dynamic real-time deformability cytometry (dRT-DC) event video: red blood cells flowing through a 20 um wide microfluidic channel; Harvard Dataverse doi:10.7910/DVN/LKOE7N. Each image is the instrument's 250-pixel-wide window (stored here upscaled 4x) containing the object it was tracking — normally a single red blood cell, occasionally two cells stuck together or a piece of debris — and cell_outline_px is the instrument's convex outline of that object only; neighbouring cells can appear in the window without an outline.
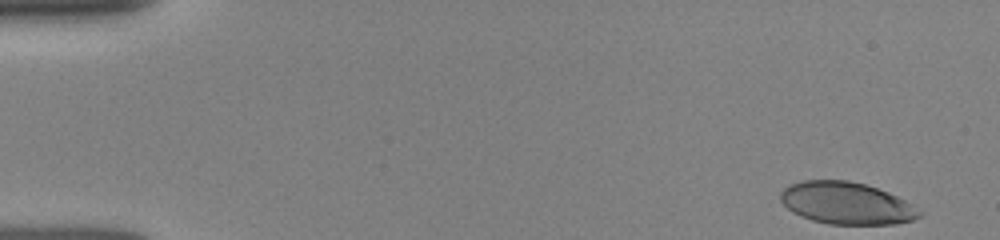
{"species": "human", "species_latin": "Homo sapiens", "temperature_condition": "room temperature", "stored_images_in_passage": 15, "camera_frame_rate_fps": 3000, "um_per_image_px": 0.085, "donor": {"sex": "female"}, "frame": {"image": 1, "passage_image": 1, "time_ms": 0.0, "image_size_px": [1000, 240], "cell_outline_px": [[924, 212], [920, 216], [912, 220], [896, 224], [828, 224], [812, 220], [800, 216], [792, 212], [780, 200], [780, 192], [784, 188], [792, 184], [804, 180], [848, 180], [864, 184], [888, 192], [912, 204]], "centroid_in_image_um": [71.95, 17.28], "position_along_channel_um": 13.0, "area_um2": 34.04}}
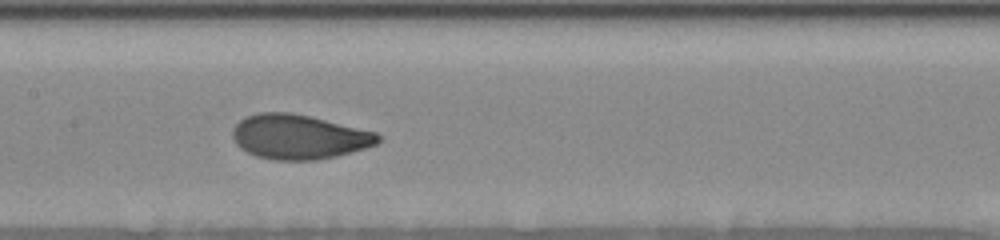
{"frame": {"image": 2, "passage_image": 10, "time_ms": 7.333, "image_size_px": [1000, 240], "cell_outline_px": [[380, 140], [376, 144], [364, 148], [336, 156], [316, 160], [276, 160], [256, 156], [240, 148], [236, 144], [232, 136], [232, 128], [240, 120], [248, 116], [260, 112], [292, 112], [376, 132], [380, 136]], "centroid_in_image_um": [25.37, 11.63], "position_along_channel_um": 182.0, "area_um2": 37.57}}
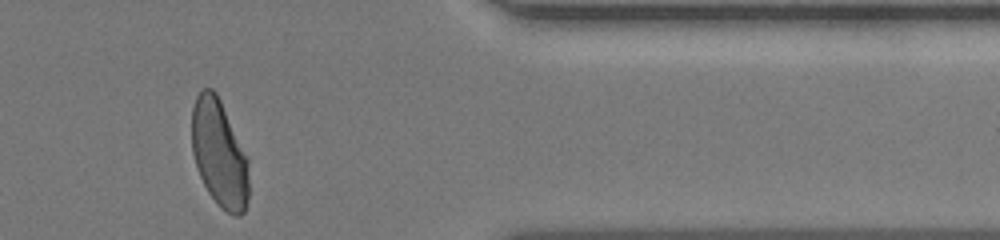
{"frame": {"image": 3, "passage_image": 15, "time_ms": 13.0, "image_size_px": [1000, 240], "cell_outline_px": [[248, 200], [244, 212], [240, 216], [236, 216], [220, 208], [216, 204], [208, 192], [200, 176], [192, 152], [192, 108], [196, 96], [204, 88], [212, 88], [216, 92], [248, 156]], "centroid_in_image_um": [18.65, 13.06], "position_along_channel_um": 392.8, "area_um2": 35.78}}